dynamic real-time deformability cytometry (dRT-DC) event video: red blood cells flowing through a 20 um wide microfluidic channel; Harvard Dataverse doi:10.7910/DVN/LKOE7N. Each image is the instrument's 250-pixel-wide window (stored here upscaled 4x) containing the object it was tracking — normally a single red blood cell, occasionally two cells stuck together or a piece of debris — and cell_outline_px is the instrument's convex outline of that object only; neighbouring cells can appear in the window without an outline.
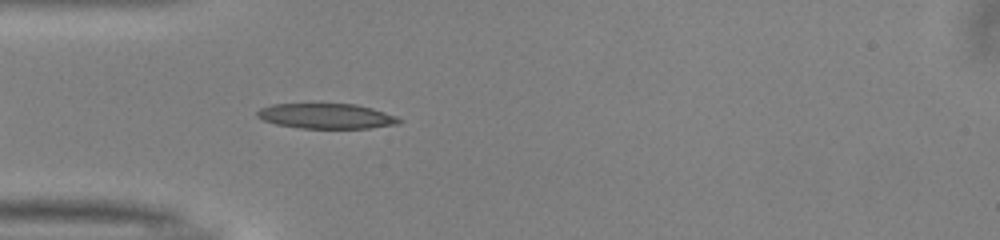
{"species": "common noctule bat (a hibernating species)", "species_latin": "Nyctalus noctula", "temperature_condition": "warm", "stored_images_in_passage": 6, "camera_frame_rate_fps": 3000, "um_per_image_px": 0.085, "animal": {"sex": "male", "body_mass_g": 13.0, "forearm_length_mm": 53.1}, "frame": {"image": 1, "passage_image": 2, "time_ms": 0.333, "image_size_px": [1000, 240], "cell_outline_px": [[404, 120], [400, 124], [368, 128], [300, 128], [276, 124], [264, 120], [256, 116], [256, 112], [260, 108], [272, 104], [356, 104], [372, 108], [396, 116]], "centroid_in_image_um": [27.76, 9.87], "position_along_channel_um": 57.2, "area_um2": 20.81}}